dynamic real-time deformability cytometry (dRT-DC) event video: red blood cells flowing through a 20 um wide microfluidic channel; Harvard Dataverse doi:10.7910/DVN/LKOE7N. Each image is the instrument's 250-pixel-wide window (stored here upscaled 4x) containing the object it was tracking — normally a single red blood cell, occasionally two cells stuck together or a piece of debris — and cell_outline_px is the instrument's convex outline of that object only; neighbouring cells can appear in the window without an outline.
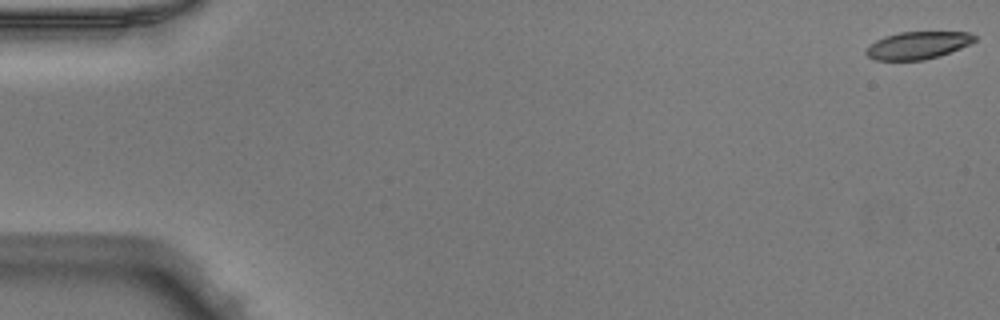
{"species": "Egyptian fruit bat (a non-hibernating species)", "species_latin": "Rousettus aegyptiacus", "temperature_condition": "warm", "stored_images_in_passage": 51, "camera_frame_rate_fps": 3000, "um_per_image_px": 0.085, "animal": {"sex": "male"}, "frame": {"image": 1, "passage_image": 1, "time_ms": 0.0, "image_size_px": [1000, 320], "cell_outline_px": [[976, 40], [960, 48], [940, 56], [924, 60], [876, 60], [868, 56], [864, 52], [876, 40], [884, 36], [900, 32], [968, 32], [976, 36]], "centroid_in_image_um": [78.01, 3.85], "position_along_channel_um": 7.0, "area_um2": 17.22}}
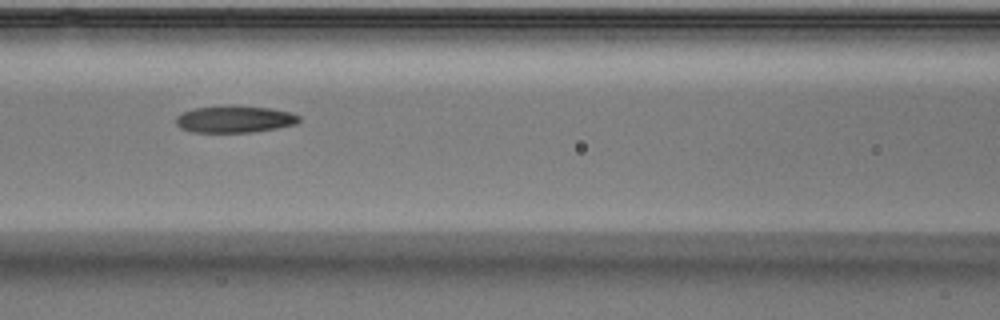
{"frame": {"image": 2, "passage_image": 23, "time_ms": 7.333, "image_size_px": [1000, 320], "cell_outline_px": [[300, 120], [296, 124], [276, 128], [252, 132], [192, 132], [180, 128], [176, 124], [176, 116], [192, 108], [268, 108], [292, 112], [300, 116]], "centroid_in_image_um": [19.95, 10.17], "position_along_channel_um": 146.6, "area_um2": 18.5}}
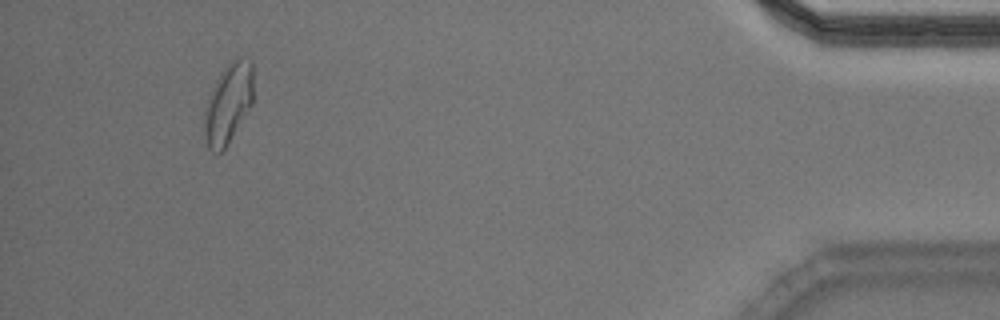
{"frame": {"image": 3, "passage_image": 48, "time_ms": 15.667, "image_size_px": [1000, 320], "cell_outline_px": [[252, 104], [224, 148], [220, 152], [212, 152], [208, 148], [204, 132], [204, 112], [208, 96], [216, 80], [224, 68], [232, 60], [240, 56], [252, 60]], "centroid_in_image_um": [19.39, 8.76], "position_along_channel_um": 415.8, "area_um2": 22.54}, "authors_computed_cell_mechanics": {"area_um2": 19.4786, "velocity_mm_per_s": 4.0144, "shape_relaxation_time_tau1_ms": 4.7036, "shape_relaxation_time_tau2_ms": 1.9384, "deformation_change_tau1": 0.1739, "deformation_change_tau2": 0.0881}}